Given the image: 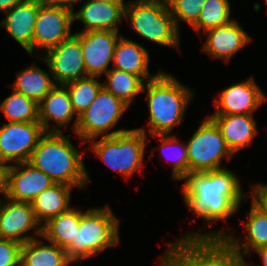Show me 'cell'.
<instances>
[{"label": "cell", "mask_w": 267, "mask_h": 266, "mask_svg": "<svg viewBox=\"0 0 267 266\" xmlns=\"http://www.w3.org/2000/svg\"><path fill=\"white\" fill-rule=\"evenodd\" d=\"M182 188L185 205L209 224L224 221L247 202L238 177L226 168L189 173Z\"/></svg>", "instance_id": "1"}, {"label": "cell", "mask_w": 267, "mask_h": 266, "mask_svg": "<svg viewBox=\"0 0 267 266\" xmlns=\"http://www.w3.org/2000/svg\"><path fill=\"white\" fill-rule=\"evenodd\" d=\"M71 134L45 132L32 151L28 162L49 176L55 183L84 188L89 175L82 153L69 141Z\"/></svg>", "instance_id": "2"}, {"label": "cell", "mask_w": 267, "mask_h": 266, "mask_svg": "<svg viewBox=\"0 0 267 266\" xmlns=\"http://www.w3.org/2000/svg\"><path fill=\"white\" fill-rule=\"evenodd\" d=\"M149 109V131L153 135H169L174 126L184 118L193 91L181 84L176 77L161 71L155 78L145 82Z\"/></svg>", "instance_id": "3"}, {"label": "cell", "mask_w": 267, "mask_h": 266, "mask_svg": "<svg viewBox=\"0 0 267 266\" xmlns=\"http://www.w3.org/2000/svg\"><path fill=\"white\" fill-rule=\"evenodd\" d=\"M119 219L108 205L83 211L75 242L66 249L68 258L76 264L120 243Z\"/></svg>", "instance_id": "4"}, {"label": "cell", "mask_w": 267, "mask_h": 266, "mask_svg": "<svg viewBox=\"0 0 267 266\" xmlns=\"http://www.w3.org/2000/svg\"><path fill=\"white\" fill-rule=\"evenodd\" d=\"M125 18L132 29L149 41L179 47V29L166 0H134L125 5Z\"/></svg>", "instance_id": "5"}, {"label": "cell", "mask_w": 267, "mask_h": 266, "mask_svg": "<svg viewBox=\"0 0 267 266\" xmlns=\"http://www.w3.org/2000/svg\"><path fill=\"white\" fill-rule=\"evenodd\" d=\"M146 136L144 128L130 129L117 135L92 139L89 148L112 170L128 180L143 166Z\"/></svg>", "instance_id": "6"}, {"label": "cell", "mask_w": 267, "mask_h": 266, "mask_svg": "<svg viewBox=\"0 0 267 266\" xmlns=\"http://www.w3.org/2000/svg\"><path fill=\"white\" fill-rule=\"evenodd\" d=\"M186 146L188 174L225 168L221 167L222 159L230 160L234 156L219 127L209 116L201 122Z\"/></svg>", "instance_id": "7"}, {"label": "cell", "mask_w": 267, "mask_h": 266, "mask_svg": "<svg viewBox=\"0 0 267 266\" xmlns=\"http://www.w3.org/2000/svg\"><path fill=\"white\" fill-rule=\"evenodd\" d=\"M128 108L122 100L102 87L90 107L78 116L75 133L82 141L89 142L100 135L107 137L126 132L130 129L110 130Z\"/></svg>", "instance_id": "8"}, {"label": "cell", "mask_w": 267, "mask_h": 266, "mask_svg": "<svg viewBox=\"0 0 267 266\" xmlns=\"http://www.w3.org/2000/svg\"><path fill=\"white\" fill-rule=\"evenodd\" d=\"M44 53L45 57L37 58L46 63L55 84L65 85L88 76L80 37L76 33Z\"/></svg>", "instance_id": "9"}, {"label": "cell", "mask_w": 267, "mask_h": 266, "mask_svg": "<svg viewBox=\"0 0 267 266\" xmlns=\"http://www.w3.org/2000/svg\"><path fill=\"white\" fill-rule=\"evenodd\" d=\"M45 134L40 122H8L0 127V162L13 164L29 160Z\"/></svg>", "instance_id": "10"}, {"label": "cell", "mask_w": 267, "mask_h": 266, "mask_svg": "<svg viewBox=\"0 0 267 266\" xmlns=\"http://www.w3.org/2000/svg\"><path fill=\"white\" fill-rule=\"evenodd\" d=\"M74 10L42 2L36 17L33 34L34 47L47 50L70 38Z\"/></svg>", "instance_id": "11"}, {"label": "cell", "mask_w": 267, "mask_h": 266, "mask_svg": "<svg viewBox=\"0 0 267 266\" xmlns=\"http://www.w3.org/2000/svg\"><path fill=\"white\" fill-rule=\"evenodd\" d=\"M75 33L80 37L87 75L100 77L110 69L109 65L121 34L109 30Z\"/></svg>", "instance_id": "12"}, {"label": "cell", "mask_w": 267, "mask_h": 266, "mask_svg": "<svg viewBox=\"0 0 267 266\" xmlns=\"http://www.w3.org/2000/svg\"><path fill=\"white\" fill-rule=\"evenodd\" d=\"M200 266H247L224 238H178L176 240Z\"/></svg>", "instance_id": "13"}, {"label": "cell", "mask_w": 267, "mask_h": 266, "mask_svg": "<svg viewBox=\"0 0 267 266\" xmlns=\"http://www.w3.org/2000/svg\"><path fill=\"white\" fill-rule=\"evenodd\" d=\"M6 200H8L6 203L3 200L0 214V238L24 244L35 239V236L25 235V232L32 229L38 237H42V226H39L31 203L14 201L9 198Z\"/></svg>", "instance_id": "14"}, {"label": "cell", "mask_w": 267, "mask_h": 266, "mask_svg": "<svg viewBox=\"0 0 267 266\" xmlns=\"http://www.w3.org/2000/svg\"><path fill=\"white\" fill-rule=\"evenodd\" d=\"M249 214V215H247ZM248 216L245 226H243L247 231L244 235L246 242L239 244V238L234 235H228L222 230L217 232L207 231L201 234V229L199 232H189L184 234L182 238H224L229 245L243 257L241 249L244 248L243 254L246 255L250 250H257L258 248L267 245V214L266 212L252 199L250 212L247 213Z\"/></svg>", "instance_id": "15"}, {"label": "cell", "mask_w": 267, "mask_h": 266, "mask_svg": "<svg viewBox=\"0 0 267 266\" xmlns=\"http://www.w3.org/2000/svg\"><path fill=\"white\" fill-rule=\"evenodd\" d=\"M266 97L254 79L233 83L214 100L216 111L213 115H252Z\"/></svg>", "instance_id": "16"}, {"label": "cell", "mask_w": 267, "mask_h": 266, "mask_svg": "<svg viewBox=\"0 0 267 266\" xmlns=\"http://www.w3.org/2000/svg\"><path fill=\"white\" fill-rule=\"evenodd\" d=\"M54 184L55 182L49 176L28 161L10 164L7 198L31 203L36 196Z\"/></svg>", "instance_id": "17"}, {"label": "cell", "mask_w": 267, "mask_h": 266, "mask_svg": "<svg viewBox=\"0 0 267 266\" xmlns=\"http://www.w3.org/2000/svg\"><path fill=\"white\" fill-rule=\"evenodd\" d=\"M43 0H21L6 11L0 25L5 28L29 54L33 55V34L39 6Z\"/></svg>", "instance_id": "18"}, {"label": "cell", "mask_w": 267, "mask_h": 266, "mask_svg": "<svg viewBox=\"0 0 267 266\" xmlns=\"http://www.w3.org/2000/svg\"><path fill=\"white\" fill-rule=\"evenodd\" d=\"M205 33L207 38L203 44V50L212 58L226 62L252 41L249 34L235 20L209 29Z\"/></svg>", "instance_id": "19"}, {"label": "cell", "mask_w": 267, "mask_h": 266, "mask_svg": "<svg viewBox=\"0 0 267 266\" xmlns=\"http://www.w3.org/2000/svg\"><path fill=\"white\" fill-rule=\"evenodd\" d=\"M124 2L85 1L84 5L75 13L73 20L84 24L79 32L93 30H109L119 32V22L125 18Z\"/></svg>", "instance_id": "20"}, {"label": "cell", "mask_w": 267, "mask_h": 266, "mask_svg": "<svg viewBox=\"0 0 267 266\" xmlns=\"http://www.w3.org/2000/svg\"><path fill=\"white\" fill-rule=\"evenodd\" d=\"M74 115L70 93L65 85L56 84L39 103V122L45 132H62L59 127L70 123ZM50 120L56 123L52 128Z\"/></svg>", "instance_id": "21"}, {"label": "cell", "mask_w": 267, "mask_h": 266, "mask_svg": "<svg viewBox=\"0 0 267 266\" xmlns=\"http://www.w3.org/2000/svg\"><path fill=\"white\" fill-rule=\"evenodd\" d=\"M209 117L219 127L228 148L234 155L250 146L258 133L253 115H211Z\"/></svg>", "instance_id": "22"}, {"label": "cell", "mask_w": 267, "mask_h": 266, "mask_svg": "<svg viewBox=\"0 0 267 266\" xmlns=\"http://www.w3.org/2000/svg\"><path fill=\"white\" fill-rule=\"evenodd\" d=\"M113 68L123 70L140 77L144 82L152 80L157 74H149V53L137 42L120 36L113 54ZM147 79V80H145Z\"/></svg>", "instance_id": "23"}, {"label": "cell", "mask_w": 267, "mask_h": 266, "mask_svg": "<svg viewBox=\"0 0 267 266\" xmlns=\"http://www.w3.org/2000/svg\"><path fill=\"white\" fill-rule=\"evenodd\" d=\"M72 188L73 186L55 183L32 200V209L40 226L70 208Z\"/></svg>", "instance_id": "24"}, {"label": "cell", "mask_w": 267, "mask_h": 266, "mask_svg": "<svg viewBox=\"0 0 267 266\" xmlns=\"http://www.w3.org/2000/svg\"><path fill=\"white\" fill-rule=\"evenodd\" d=\"M37 237L21 246L20 266H69L73 262L65 249L54 243L44 244Z\"/></svg>", "instance_id": "25"}, {"label": "cell", "mask_w": 267, "mask_h": 266, "mask_svg": "<svg viewBox=\"0 0 267 266\" xmlns=\"http://www.w3.org/2000/svg\"><path fill=\"white\" fill-rule=\"evenodd\" d=\"M82 213V210L70 207L66 212L50 219L42 226L41 238L66 250L75 242L76 229H79Z\"/></svg>", "instance_id": "26"}, {"label": "cell", "mask_w": 267, "mask_h": 266, "mask_svg": "<svg viewBox=\"0 0 267 266\" xmlns=\"http://www.w3.org/2000/svg\"><path fill=\"white\" fill-rule=\"evenodd\" d=\"M55 85L50 75L33 62L17 73V78L11 86L16 92L39 104Z\"/></svg>", "instance_id": "27"}, {"label": "cell", "mask_w": 267, "mask_h": 266, "mask_svg": "<svg viewBox=\"0 0 267 266\" xmlns=\"http://www.w3.org/2000/svg\"><path fill=\"white\" fill-rule=\"evenodd\" d=\"M105 75L107 78L103 87L128 106L138 94L144 91L145 82L134 74L110 68Z\"/></svg>", "instance_id": "28"}, {"label": "cell", "mask_w": 267, "mask_h": 266, "mask_svg": "<svg viewBox=\"0 0 267 266\" xmlns=\"http://www.w3.org/2000/svg\"><path fill=\"white\" fill-rule=\"evenodd\" d=\"M96 78L97 76H87L65 84L70 93L72 108L77 114L73 123L74 132L77 128L78 116L90 107L103 87V83L99 82Z\"/></svg>", "instance_id": "29"}, {"label": "cell", "mask_w": 267, "mask_h": 266, "mask_svg": "<svg viewBox=\"0 0 267 266\" xmlns=\"http://www.w3.org/2000/svg\"><path fill=\"white\" fill-rule=\"evenodd\" d=\"M13 93L7 96L0 103V110L9 122H39V104L12 90Z\"/></svg>", "instance_id": "30"}, {"label": "cell", "mask_w": 267, "mask_h": 266, "mask_svg": "<svg viewBox=\"0 0 267 266\" xmlns=\"http://www.w3.org/2000/svg\"><path fill=\"white\" fill-rule=\"evenodd\" d=\"M229 0H206L200 17L192 28L200 35L202 30L223 26L231 22Z\"/></svg>", "instance_id": "31"}, {"label": "cell", "mask_w": 267, "mask_h": 266, "mask_svg": "<svg viewBox=\"0 0 267 266\" xmlns=\"http://www.w3.org/2000/svg\"><path fill=\"white\" fill-rule=\"evenodd\" d=\"M161 140L160 149L170 150V157L168 158L172 163V178L175 180H183L188 175V152L186 144L180 142L176 135H153ZM165 150V151H166ZM167 153V152H166ZM169 155V153H168ZM168 157V156H167ZM165 155V158H167Z\"/></svg>", "instance_id": "32"}, {"label": "cell", "mask_w": 267, "mask_h": 266, "mask_svg": "<svg viewBox=\"0 0 267 266\" xmlns=\"http://www.w3.org/2000/svg\"><path fill=\"white\" fill-rule=\"evenodd\" d=\"M170 13L179 29V21L183 20L191 27L200 17L206 0H166Z\"/></svg>", "instance_id": "33"}, {"label": "cell", "mask_w": 267, "mask_h": 266, "mask_svg": "<svg viewBox=\"0 0 267 266\" xmlns=\"http://www.w3.org/2000/svg\"><path fill=\"white\" fill-rule=\"evenodd\" d=\"M158 266H200V264L177 242L168 243Z\"/></svg>", "instance_id": "34"}, {"label": "cell", "mask_w": 267, "mask_h": 266, "mask_svg": "<svg viewBox=\"0 0 267 266\" xmlns=\"http://www.w3.org/2000/svg\"><path fill=\"white\" fill-rule=\"evenodd\" d=\"M22 244L0 238V266H20Z\"/></svg>", "instance_id": "35"}, {"label": "cell", "mask_w": 267, "mask_h": 266, "mask_svg": "<svg viewBox=\"0 0 267 266\" xmlns=\"http://www.w3.org/2000/svg\"><path fill=\"white\" fill-rule=\"evenodd\" d=\"M251 198L266 212L267 214V184L253 185Z\"/></svg>", "instance_id": "36"}, {"label": "cell", "mask_w": 267, "mask_h": 266, "mask_svg": "<svg viewBox=\"0 0 267 266\" xmlns=\"http://www.w3.org/2000/svg\"><path fill=\"white\" fill-rule=\"evenodd\" d=\"M9 167H10V163L6 164V163L0 162V193H3L4 198H7Z\"/></svg>", "instance_id": "37"}, {"label": "cell", "mask_w": 267, "mask_h": 266, "mask_svg": "<svg viewBox=\"0 0 267 266\" xmlns=\"http://www.w3.org/2000/svg\"><path fill=\"white\" fill-rule=\"evenodd\" d=\"M81 1L82 0H43V2L45 3L57 6H64L72 10H74V3Z\"/></svg>", "instance_id": "38"}, {"label": "cell", "mask_w": 267, "mask_h": 266, "mask_svg": "<svg viewBox=\"0 0 267 266\" xmlns=\"http://www.w3.org/2000/svg\"><path fill=\"white\" fill-rule=\"evenodd\" d=\"M21 0H0V11L5 13L6 11L12 9Z\"/></svg>", "instance_id": "39"}, {"label": "cell", "mask_w": 267, "mask_h": 266, "mask_svg": "<svg viewBox=\"0 0 267 266\" xmlns=\"http://www.w3.org/2000/svg\"><path fill=\"white\" fill-rule=\"evenodd\" d=\"M258 255L262 258V264L263 266H267V245L262 246L255 250Z\"/></svg>", "instance_id": "40"}, {"label": "cell", "mask_w": 267, "mask_h": 266, "mask_svg": "<svg viewBox=\"0 0 267 266\" xmlns=\"http://www.w3.org/2000/svg\"><path fill=\"white\" fill-rule=\"evenodd\" d=\"M97 2H123L124 0H93Z\"/></svg>", "instance_id": "41"}, {"label": "cell", "mask_w": 267, "mask_h": 266, "mask_svg": "<svg viewBox=\"0 0 267 266\" xmlns=\"http://www.w3.org/2000/svg\"><path fill=\"white\" fill-rule=\"evenodd\" d=\"M2 205H3V201L0 200V214H1V211H2Z\"/></svg>", "instance_id": "42"}]
</instances>
